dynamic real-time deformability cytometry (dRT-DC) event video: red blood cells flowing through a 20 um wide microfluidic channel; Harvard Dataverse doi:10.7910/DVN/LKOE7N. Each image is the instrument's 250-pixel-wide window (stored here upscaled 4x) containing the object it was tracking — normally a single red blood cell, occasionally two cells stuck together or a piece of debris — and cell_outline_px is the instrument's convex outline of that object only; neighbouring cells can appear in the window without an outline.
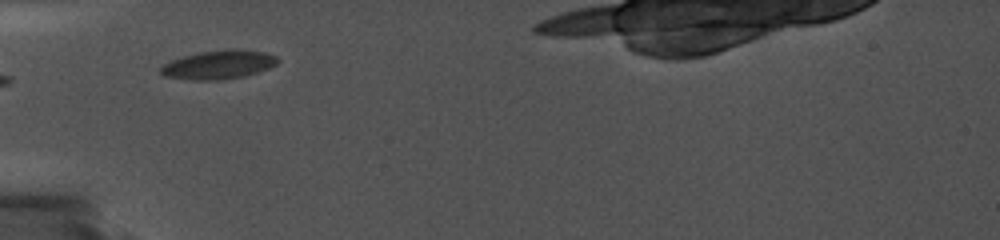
{"species": "common noctule bat (a hibernating species)", "species_latin": "Nyctalus noctula", "temperature_condition": "cold", "stored_images_in_passage": 12, "camera_frame_rate_fps": 5000, "um_per_image_px": 0.085, "animal": {"sex": "female", "body_mass_g": 19.0, "forearm_length_mm": 56.7}, "frame": {"image": 1, "passage_image": 1, "time_ms": 0.0, "image_size_px": [1000, 240], "cell_outline_px": [[280, 60], [276, 64], [268, 68], [244, 76], [224, 80], [196, 80], [164, 76], [160, 72], [160, 68], [168, 60], [200, 52], [228, 48], [240, 48], [264, 52], [276, 56]], "centroid_in_image_um": [18.58, 5.48], "position_along_channel_um": 66.4, "area_um2": 19.77}}
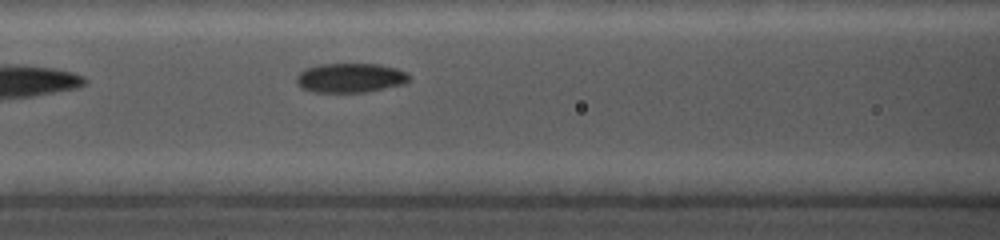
{"frame": {"image": 2, "passage_image": 3, "time_ms": 2.0, "image_size_px": [1000, 240], "cell_outline_px": [[412, 76], [404, 84], [368, 92], [312, 92], [300, 88], [296, 84], [296, 76], [300, 72], [308, 68], [320, 64], [376, 64], [396, 68], [408, 72]], "centroid_in_image_um": [29.79, 6.63], "position_along_channel_um": 136.8, "area_um2": 19.48}}
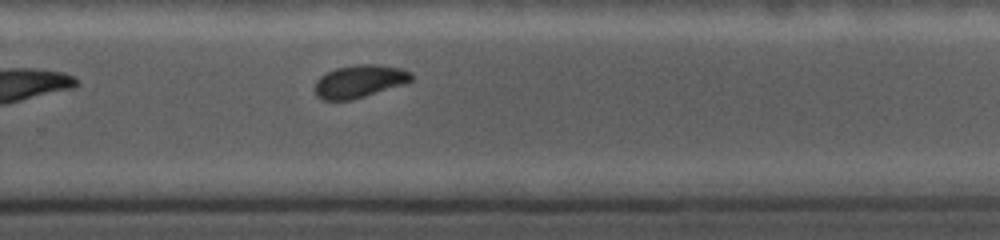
{"frame": {"image": 3, "passage_image": 9, "time_ms": 6.4, "image_size_px": [1000, 240], "cell_outline_px": [[412, 80], [404, 84], [352, 100], [324, 100], [316, 96], [312, 88], [316, 80], [320, 76], [336, 68], [356, 64], [376, 64], [400, 68], [412, 72]], "centroid_in_image_um": [30.51, 6.91], "position_along_channel_um": 299.3, "area_um2": 18.55}}